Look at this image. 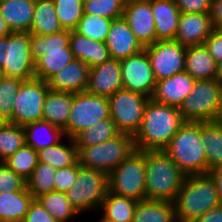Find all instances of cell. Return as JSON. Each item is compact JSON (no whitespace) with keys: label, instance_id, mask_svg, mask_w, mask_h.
Here are the masks:
<instances>
[{"label":"cell","instance_id":"6da1fadb","mask_svg":"<svg viewBox=\"0 0 222 222\" xmlns=\"http://www.w3.org/2000/svg\"><path fill=\"white\" fill-rule=\"evenodd\" d=\"M184 122L178 107L149 98L141 126L133 136L135 149L164 150Z\"/></svg>","mask_w":222,"mask_h":222},{"label":"cell","instance_id":"7a4b0ae2","mask_svg":"<svg viewBox=\"0 0 222 222\" xmlns=\"http://www.w3.org/2000/svg\"><path fill=\"white\" fill-rule=\"evenodd\" d=\"M146 199L174 202L186 175L164 150L145 151Z\"/></svg>","mask_w":222,"mask_h":222},{"label":"cell","instance_id":"3957f363","mask_svg":"<svg viewBox=\"0 0 222 222\" xmlns=\"http://www.w3.org/2000/svg\"><path fill=\"white\" fill-rule=\"evenodd\" d=\"M173 203L177 222H193L221 205L214 180L208 173L186 176Z\"/></svg>","mask_w":222,"mask_h":222},{"label":"cell","instance_id":"277c9868","mask_svg":"<svg viewBox=\"0 0 222 222\" xmlns=\"http://www.w3.org/2000/svg\"><path fill=\"white\" fill-rule=\"evenodd\" d=\"M164 151L186 176L207 174L201 122L185 121Z\"/></svg>","mask_w":222,"mask_h":222},{"label":"cell","instance_id":"5b68a950","mask_svg":"<svg viewBox=\"0 0 222 222\" xmlns=\"http://www.w3.org/2000/svg\"><path fill=\"white\" fill-rule=\"evenodd\" d=\"M30 41L37 79L47 82L74 59L69 46L70 30L45 36L30 34Z\"/></svg>","mask_w":222,"mask_h":222},{"label":"cell","instance_id":"8992f818","mask_svg":"<svg viewBox=\"0 0 222 222\" xmlns=\"http://www.w3.org/2000/svg\"><path fill=\"white\" fill-rule=\"evenodd\" d=\"M134 150L133 135L120 133L97 145L77 147V157L80 166L109 175Z\"/></svg>","mask_w":222,"mask_h":222},{"label":"cell","instance_id":"52a82bcc","mask_svg":"<svg viewBox=\"0 0 222 222\" xmlns=\"http://www.w3.org/2000/svg\"><path fill=\"white\" fill-rule=\"evenodd\" d=\"M29 32H11L0 37V67L4 77L28 81L35 78V60L31 56Z\"/></svg>","mask_w":222,"mask_h":222},{"label":"cell","instance_id":"ba28073f","mask_svg":"<svg viewBox=\"0 0 222 222\" xmlns=\"http://www.w3.org/2000/svg\"><path fill=\"white\" fill-rule=\"evenodd\" d=\"M145 151L135 149L108 175L109 191L141 201L146 199Z\"/></svg>","mask_w":222,"mask_h":222},{"label":"cell","instance_id":"9c48e42d","mask_svg":"<svg viewBox=\"0 0 222 222\" xmlns=\"http://www.w3.org/2000/svg\"><path fill=\"white\" fill-rule=\"evenodd\" d=\"M109 190L108 175L94 169L79 167L73 186L66 192L79 214L98 212Z\"/></svg>","mask_w":222,"mask_h":222},{"label":"cell","instance_id":"30bf717a","mask_svg":"<svg viewBox=\"0 0 222 222\" xmlns=\"http://www.w3.org/2000/svg\"><path fill=\"white\" fill-rule=\"evenodd\" d=\"M222 100V84L216 79L195 81L189 96L179 107L184 121H215Z\"/></svg>","mask_w":222,"mask_h":222},{"label":"cell","instance_id":"8fae6325","mask_svg":"<svg viewBox=\"0 0 222 222\" xmlns=\"http://www.w3.org/2000/svg\"><path fill=\"white\" fill-rule=\"evenodd\" d=\"M110 118L108 97L91 95L88 92L74 93L65 137L74 138L97 121Z\"/></svg>","mask_w":222,"mask_h":222},{"label":"cell","instance_id":"7c38bea8","mask_svg":"<svg viewBox=\"0 0 222 222\" xmlns=\"http://www.w3.org/2000/svg\"><path fill=\"white\" fill-rule=\"evenodd\" d=\"M110 117L121 133L135 135L139 130L149 97L120 89L108 97Z\"/></svg>","mask_w":222,"mask_h":222},{"label":"cell","instance_id":"4fadbf2b","mask_svg":"<svg viewBox=\"0 0 222 222\" xmlns=\"http://www.w3.org/2000/svg\"><path fill=\"white\" fill-rule=\"evenodd\" d=\"M49 90L48 83L44 80L33 78L23 81L14 100L12 123L25 126L41 121L44 101Z\"/></svg>","mask_w":222,"mask_h":222},{"label":"cell","instance_id":"5bb4252c","mask_svg":"<svg viewBox=\"0 0 222 222\" xmlns=\"http://www.w3.org/2000/svg\"><path fill=\"white\" fill-rule=\"evenodd\" d=\"M156 81L185 71L186 46L176 40H159L144 48Z\"/></svg>","mask_w":222,"mask_h":222},{"label":"cell","instance_id":"9a60e30c","mask_svg":"<svg viewBox=\"0 0 222 222\" xmlns=\"http://www.w3.org/2000/svg\"><path fill=\"white\" fill-rule=\"evenodd\" d=\"M123 89L152 97L156 80L145 49L120 60Z\"/></svg>","mask_w":222,"mask_h":222},{"label":"cell","instance_id":"2e32d148","mask_svg":"<svg viewBox=\"0 0 222 222\" xmlns=\"http://www.w3.org/2000/svg\"><path fill=\"white\" fill-rule=\"evenodd\" d=\"M123 18L143 48L156 42L151 0H126Z\"/></svg>","mask_w":222,"mask_h":222},{"label":"cell","instance_id":"e0dca14e","mask_svg":"<svg viewBox=\"0 0 222 222\" xmlns=\"http://www.w3.org/2000/svg\"><path fill=\"white\" fill-rule=\"evenodd\" d=\"M123 88L120 60L110 58L103 64L90 68L86 92L109 97Z\"/></svg>","mask_w":222,"mask_h":222},{"label":"cell","instance_id":"ac0fdd59","mask_svg":"<svg viewBox=\"0 0 222 222\" xmlns=\"http://www.w3.org/2000/svg\"><path fill=\"white\" fill-rule=\"evenodd\" d=\"M195 81L186 71L174 74L169 78L156 81L151 98L155 102L179 108L192 91Z\"/></svg>","mask_w":222,"mask_h":222},{"label":"cell","instance_id":"d6986e66","mask_svg":"<svg viewBox=\"0 0 222 222\" xmlns=\"http://www.w3.org/2000/svg\"><path fill=\"white\" fill-rule=\"evenodd\" d=\"M105 44L111 58L118 60L137 54L144 49L123 17L112 20Z\"/></svg>","mask_w":222,"mask_h":222},{"label":"cell","instance_id":"ffe728a7","mask_svg":"<svg viewBox=\"0 0 222 222\" xmlns=\"http://www.w3.org/2000/svg\"><path fill=\"white\" fill-rule=\"evenodd\" d=\"M89 70L85 62L73 59L47 81L49 89L72 93L86 92Z\"/></svg>","mask_w":222,"mask_h":222},{"label":"cell","instance_id":"44dd1931","mask_svg":"<svg viewBox=\"0 0 222 222\" xmlns=\"http://www.w3.org/2000/svg\"><path fill=\"white\" fill-rule=\"evenodd\" d=\"M213 29L210 14L181 13L175 40L186 47L200 45Z\"/></svg>","mask_w":222,"mask_h":222},{"label":"cell","instance_id":"7402d4cb","mask_svg":"<svg viewBox=\"0 0 222 222\" xmlns=\"http://www.w3.org/2000/svg\"><path fill=\"white\" fill-rule=\"evenodd\" d=\"M156 41L175 40L181 12L174 0H151Z\"/></svg>","mask_w":222,"mask_h":222},{"label":"cell","instance_id":"603a6c76","mask_svg":"<svg viewBox=\"0 0 222 222\" xmlns=\"http://www.w3.org/2000/svg\"><path fill=\"white\" fill-rule=\"evenodd\" d=\"M69 46L74 59L82 60L89 68L101 65L111 58L104 42L87 38L75 30L70 31Z\"/></svg>","mask_w":222,"mask_h":222},{"label":"cell","instance_id":"cb8c5ba5","mask_svg":"<svg viewBox=\"0 0 222 222\" xmlns=\"http://www.w3.org/2000/svg\"><path fill=\"white\" fill-rule=\"evenodd\" d=\"M36 0H0V12L12 32H29Z\"/></svg>","mask_w":222,"mask_h":222},{"label":"cell","instance_id":"d4e9b609","mask_svg":"<svg viewBox=\"0 0 222 222\" xmlns=\"http://www.w3.org/2000/svg\"><path fill=\"white\" fill-rule=\"evenodd\" d=\"M185 71L196 81L215 79L217 62L204 44L186 47Z\"/></svg>","mask_w":222,"mask_h":222},{"label":"cell","instance_id":"484cf974","mask_svg":"<svg viewBox=\"0 0 222 222\" xmlns=\"http://www.w3.org/2000/svg\"><path fill=\"white\" fill-rule=\"evenodd\" d=\"M74 93L49 90L43 106L42 120L64 130L67 126Z\"/></svg>","mask_w":222,"mask_h":222},{"label":"cell","instance_id":"4316f807","mask_svg":"<svg viewBox=\"0 0 222 222\" xmlns=\"http://www.w3.org/2000/svg\"><path fill=\"white\" fill-rule=\"evenodd\" d=\"M33 199L27 187L21 191L0 192V222H23Z\"/></svg>","mask_w":222,"mask_h":222},{"label":"cell","instance_id":"83f0119b","mask_svg":"<svg viewBox=\"0 0 222 222\" xmlns=\"http://www.w3.org/2000/svg\"><path fill=\"white\" fill-rule=\"evenodd\" d=\"M25 130L26 145L38 151L64 141L65 134L60 128L48 121H36L23 126Z\"/></svg>","mask_w":222,"mask_h":222},{"label":"cell","instance_id":"f1b7e54d","mask_svg":"<svg viewBox=\"0 0 222 222\" xmlns=\"http://www.w3.org/2000/svg\"><path fill=\"white\" fill-rule=\"evenodd\" d=\"M132 222H177L175 205L162 200L138 201Z\"/></svg>","mask_w":222,"mask_h":222},{"label":"cell","instance_id":"f546056e","mask_svg":"<svg viewBox=\"0 0 222 222\" xmlns=\"http://www.w3.org/2000/svg\"><path fill=\"white\" fill-rule=\"evenodd\" d=\"M138 201L111 193L109 190L98 211L102 218L112 222H132Z\"/></svg>","mask_w":222,"mask_h":222},{"label":"cell","instance_id":"4dcf8cb0","mask_svg":"<svg viewBox=\"0 0 222 222\" xmlns=\"http://www.w3.org/2000/svg\"><path fill=\"white\" fill-rule=\"evenodd\" d=\"M53 0H36L33 21L29 33L39 36L61 32Z\"/></svg>","mask_w":222,"mask_h":222},{"label":"cell","instance_id":"1f68e13d","mask_svg":"<svg viewBox=\"0 0 222 222\" xmlns=\"http://www.w3.org/2000/svg\"><path fill=\"white\" fill-rule=\"evenodd\" d=\"M67 142H59L37 151L38 162L48 163L55 169L74 165L78 161L74 139L65 137ZM66 143V144H65Z\"/></svg>","mask_w":222,"mask_h":222},{"label":"cell","instance_id":"d6a6232c","mask_svg":"<svg viewBox=\"0 0 222 222\" xmlns=\"http://www.w3.org/2000/svg\"><path fill=\"white\" fill-rule=\"evenodd\" d=\"M201 141L206 151L208 173L222 166V126L215 121L201 122Z\"/></svg>","mask_w":222,"mask_h":222},{"label":"cell","instance_id":"836d02e7","mask_svg":"<svg viewBox=\"0 0 222 222\" xmlns=\"http://www.w3.org/2000/svg\"><path fill=\"white\" fill-rule=\"evenodd\" d=\"M120 133L110 117L97 121L91 127L77 134L73 139L76 147H89L110 140Z\"/></svg>","mask_w":222,"mask_h":222},{"label":"cell","instance_id":"e575fe53","mask_svg":"<svg viewBox=\"0 0 222 222\" xmlns=\"http://www.w3.org/2000/svg\"><path fill=\"white\" fill-rule=\"evenodd\" d=\"M41 205L59 222H69L80 215L69 202L64 192H49L36 198Z\"/></svg>","mask_w":222,"mask_h":222},{"label":"cell","instance_id":"d590c367","mask_svg":"<svg viewBox=\"0 0 222 222\" xmlns=\"http://www.w3.org/2000/svg\"><path fill=\"white\" fill-rule=\"evenodd\" d=\"M25 144V130L23 126L8 121L0 124V162L13 155Z\"/></svg>","mask_w":222,"mask_h":222},{"label":"cell","instance_id":"8d00e7d4","mask_svg":"<svg viewBox=\"0 0 222 222\" xmlns=\"http://www.w3.org/2000/svg\"><path fill=\"white\" fill-rule=\"evenodd\" d=\"M57 169L48 163L38 162L32 175L26 180V187L34 199L55 191L54 177Z\"/></svg>","mask_w":222,"mask_h":222},{"label":"cell","instance_id":"74e56055","mask_svg":"<svg viewBox=\"0 0 222 222\" xmlns=\"http://www.w3.org/2000/svg\"><path fill=\"white\" fill-rule=\"evenodd\" d=\"M3 162L13 172L27 180L38 164L37 151L25 144Z\"/></svg>","mask_w":222,"mask_h":222},{"label":"cell","instance_id":"f35d334b","mask_svg":"<svg viewBox=\"0 0 222 222\" xmlns=\"http://www.w3.org/2000/svg\"><path fill=\"white\" fill-rule=\"evenodd\" d=\"M111 23L112 19L84 13L75 31L87 38L105 43Z\"/></svg>","mask_w":222,"mask_h":222},{"label":"cell","instance_id":"ab89813d","mask_svg":"<svg viewBox=\"0 0 222 222\" xmlns=\"http://www.w3.org/2000/svg\"><path fill=\"white\" fill-rule=\"evenodd\" d=\"M63 30H75L84 14L83 0H53Z\"/></svg>","mask_w":222,"mask_h":222},{"label":"cell","instance_id":"60d3db41","mask_svg":"<svg viewBox=\"0 0 222 222\" xmlns=\"http://www.w3.org/2000/svg\"><path fill=\"white\" fill-rule=\"evenodd\" d=\"M23 80L4 77L0 81V117L12 123L14 100Z\"/></svg>","mask_w":222,"mask_h":222},{"label":"cell","instance_id":"b9f144b4","mask_svg":"<svg viewBox=\"0 0 222 222\" xmlns=\"http://www.w3.org/2000/svg\"><path fill=\"white\" fill-rule=\"evenodd\" d=\"M126 0H84V13L107 19L123 17Z\"/></svg>","mask_w":222,"mask_h":222},{"label":"cell","instance_id":"7bdbcfd3","mask_svg":"<svg viewBox=\"0 0 222 222\" xmlns=\"http://www.w3.org/2000/svg\"><path fill=\"white\" fill-rule=\"evenodd\" d=\"M26 187V180L0 162V192L21 191Z\"/></svg>","mask_w":222,"mask_h":222},{"label":"cell","instance_id":"ee69618b","mask_svg":"<svg viewBox=\"0 0 222 222\" xmlns=\"http://www.w3.org/2000/svg\"><path fill=\"white\" fill-rule=\"evenodd\" d=\"M80 165L77 161L74 165L57 169L54 177L55 191L66 193L76 180Z\"/></svg>","mask_w":222,"mask_h":222},{"label":"cell","instance_id":"f6af8a7d","mask_svg":"<svg viewBox=\"0 0 222 222\" xmlns=\"http://www.w3.org/2000/svg\"><path fill=\"white\" fill-rule=\"evenodd\" d=\"M23 222H59L41 205L37 199H33Z\"/></svg>","mask_w":222,"mask_h":222},{"label":"cell","instance_id":"bcb514c9","mask_svg":"<svg viewBox=\"0 0 222 222\" xmlns=\"http://www.w3.org/2000/svg\"><path fill=\"white\" fill-rule=\"evenodd\" d=\"M181 13L209 14L211 0H174Z\"/></svg>","mask_w":222,"mask_h":222},{"label":"cell","instance_id":"7dc6e473","mask_svg":"<svg viewBox=\"0 0 222 222\" xmlns=\"http://www.w3.org/2000/svg\"><path fill=\"white\" fill-rule=\"evenodd\" d=\"M203 44L217 63L222 61V28H214Z\"/></svg>","mask_w":222,"mask_h":222},{"label":"cell","instance_id":"c3c4849f","mask_svg":"<svg viewBox=\"0 0 222 222\" xmlns=\"http://www.w3.org/2000/svg\"><path fill=\"white\" fill-rule=\"evenodd\" d=\"M209 14L214 28H222V0H211Z\"/></svg>","mask_w":222,"mask_h":222},{"label":"cell","instance_id":"681fc988","mask_svg":"<svg viewBox=\"0 0 222 222\" xmlns=\"http://www.w3.org/2000/svg\"><path fill=\"white\" fill-rule=\"evenodd\" d=\"M193 222H222V205L209 209Z\"/></svg>","mask_w":222,"mask_h":222},{"label":"cell","instance_id":"f907efd6","mask_svg":"<svg viewBox=\"0 0 222 222\" xmlns=\"http://www.w3.org/2000/svg\"><path fill=\"white\" fill-rule=\"evenodd\" d=\"M208 174L213 178L215 186L217 188V193L219 201L222 205V166L214 168L208 172Z\"/></svg>","mask_w":222,"mask_h":222},{"label":"cell","instance_id":"816d5d0a","mask_svg":"<svg viewBox=\"0 0 222 222\" xmlns=\"http://www.w3.org/2000/svg\"><path fill=\"white\" fill-rule=\"evenodd\" d=\"M11 29L8 27L6 21L4 20L0 12V37H6L11 33Z\"/></svg>","mask_w":222,"mask_h":222},{"label":"cell","instance_id":"f5cc1de1","mask_svg":"<svg viewBox=\"0 0 222 222\" xmlns=\"http://www.w3.org/2000/svg\"><path fill=\"white\" fill-rule=\"evenodd\" d=\"M215 79L222 84V61L217 63V73Z\"/></svg>","mask_w":222,"mask_h":222},{"label":"cell","instance_id":"db71d44e","mask_svg":"<svg viewBox=\"0 0 222 222\" xmlns=\"http://www.w3.org/2000/svg\"><path fill=\"white\" fill-rule=\"evenodd\" d=\"M215 122H217L220 126H222V100H221L219 112H218V115L215 119Z\"/></svg>","mask_w":222,"mask_h":222},{"label":"cell","instance_id":"11a10c76","mask_svg":"<svg viewBox=\"0 0 222 222\" xmlns=\"http://www.w3.org/2000/svg\"><path fill=\"white\" fill-rule=\"evenodd\" d=\"M4 78L2 67H0V81Z\"/></svg>","mask_w":222,"mask_h":222},{"label":"cell","instance_id":"9f6ffc18","mask_svg":"<svg viewBox=\"0 0 222 222\" xmlns=\"http://www.w3.org/2000/svg\"><path fill=\"white\" fill-rule=\"evenodd\" d=\"M98 222H112V221H109V220H104L102 217H101V219H99V221Z\"/></svg>","mask_w":222,"mask_h":222},{"label":"cell","instance_id":"6f0895ef","mask_svg":"<svg viewBox=\"0 0 222 222\" xmlns=\"http://www.w3.org/2000/svg\"><path fill=\"white\" fill-rule=\"evenodd\" d=\"M5 122L1 117H0V124Z\"/></svg>","mask_w":222,"mask_h":222}]
</instances>
